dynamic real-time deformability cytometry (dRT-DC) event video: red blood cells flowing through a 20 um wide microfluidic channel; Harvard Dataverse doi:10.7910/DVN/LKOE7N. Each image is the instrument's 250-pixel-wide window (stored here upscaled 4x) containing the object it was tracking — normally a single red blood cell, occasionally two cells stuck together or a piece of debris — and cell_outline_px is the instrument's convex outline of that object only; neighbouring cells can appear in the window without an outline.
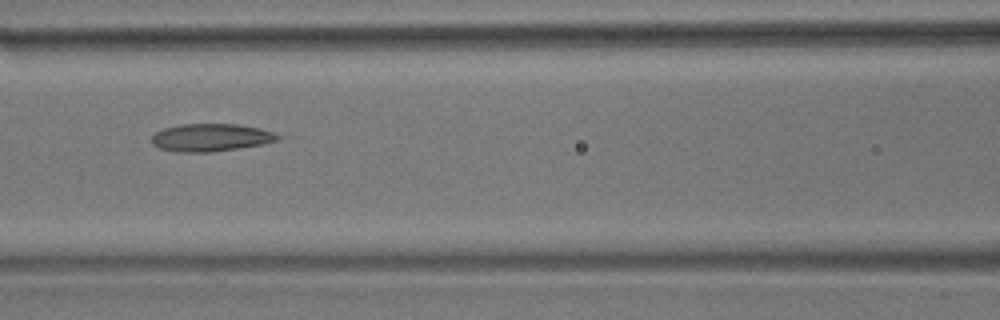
{"species": "common noctule bat (a hibernating species)", "species_latin": "Nyctalus noctula", "temperature_condition": "room temperature", "stored_images_in_passage": 6, "camera_frame_rate_fps": 3000, "um_per_image_px": 0.085, "animal": {"sex": "male", "body_mass_g": 17.9}, "frame": {"image": 1, "passage_image": 6, "time_ms": 1.667, "image_size_px": [1000, 320], "cell_outline_px": [[280, 136], [276, 140], [260, 144], [236, 148], [208, 152], [176, 152], [160, 148], [152, 144], [152, 136], [156, 132], [164, 128], [180, 124], [236, 124], [260, 128], [272, 132]], "centroid_in_image_um": [17.86, 11.68], "position_along_channel_um": 148.7, "area_um2": 20.0}}